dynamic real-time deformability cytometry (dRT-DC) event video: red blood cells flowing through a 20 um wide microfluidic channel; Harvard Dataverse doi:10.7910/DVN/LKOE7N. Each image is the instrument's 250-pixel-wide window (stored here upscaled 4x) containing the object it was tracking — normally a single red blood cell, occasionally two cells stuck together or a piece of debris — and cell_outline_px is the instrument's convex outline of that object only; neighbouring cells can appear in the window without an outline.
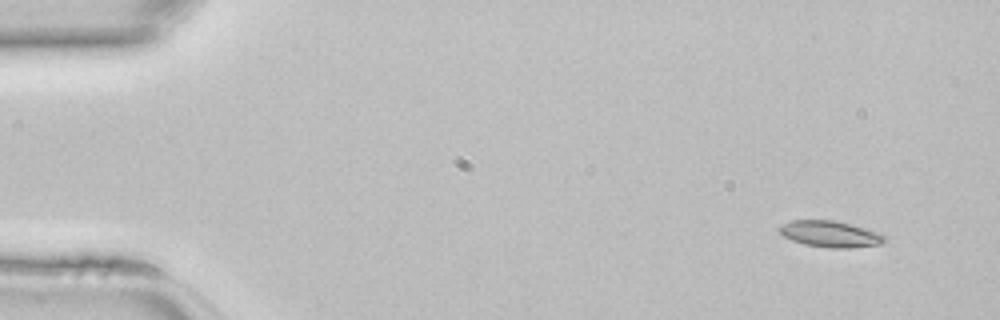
{"species": "common noctule bat (a hibernating species)", "species_latin": "Nyctalus noctula", "temperature_condition": "room temperature", "stored_images_in_passage": 45, "camera_frame_rate_fps": 3000, "um_per_image_px": 0.085, "animal": {"sex": "female", "body_mass_g": 22.7, "forearm_length_mm": 54.2}, "frame": {"image": 1, "passage_image": 3, "time_ms": 0.667, "image_size_px": [1000, 320], "cell_outline_px": [[884, 240], [880, 244], [848, 248], [828, 248], [804, 244], [792, 240], [784, 236], [776, 228], [780, 224], [792, 220], [836, 220], [852, 224], [880, 232], [884, 236]], "centroid_in_image_um": [70.53, 19.87], "position_along_channel_um": 14.5, "area_um2": 16.24}}
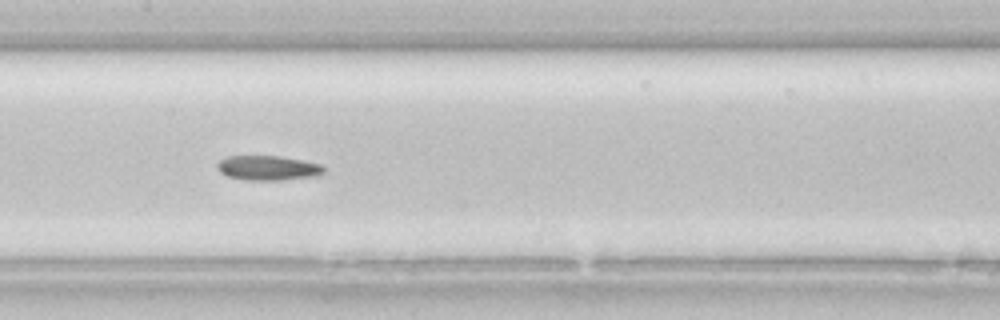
{"frame": {"image": 2, "passage_image": 22, "time_ms": 7.0, "image_size_px": [1000, 320], "cell_outline_px": [[324, 172], [320, 176], [280, 180], [244, 180], [228, 176], [220, 172], [216, 168], [216, 164], [220, 160], [228, 156], [280, 156], [324, 164]], "centroid_in_image_um": [22.81, 14.28], "position_along_channel_um": 184.6, "area_um2": 15.55}}
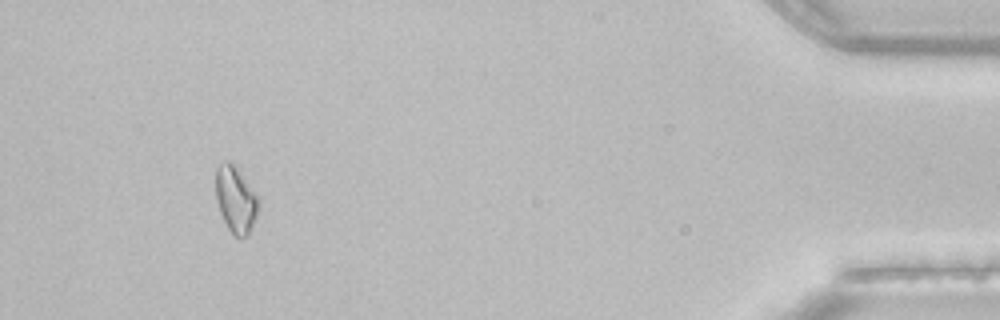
{"frame": {"image": 3, "passage_image": 42, "time_ms": 13.667, "image_size_px": [1000, 320], "cell_outline_px": [[260, 208], [248, 236], [240, 240], [228, 228], [220, 212], [216, 200], [216, 168], [220, 164], [228, 160], [240, 172], [260, 200]], "centroid_in_image_um": [20.05, 17.01], "position_along_channel_um": 415.1, "area_um2": 16.53}}